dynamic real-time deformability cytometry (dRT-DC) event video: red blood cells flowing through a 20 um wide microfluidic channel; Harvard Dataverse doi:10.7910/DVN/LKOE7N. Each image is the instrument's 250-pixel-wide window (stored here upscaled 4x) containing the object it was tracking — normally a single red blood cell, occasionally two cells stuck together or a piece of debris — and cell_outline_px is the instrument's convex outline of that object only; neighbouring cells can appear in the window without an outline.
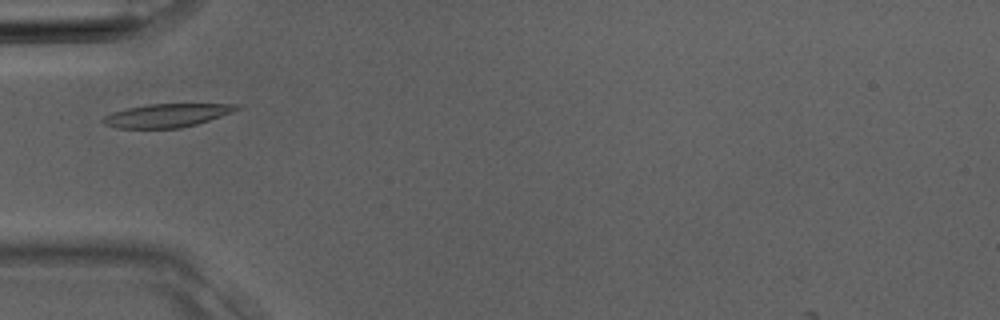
{"species": "Egyptian fruit bat (a non-hibernating species)", "species_latin": "Rousettus aegyptiacus", "temperature_condition": "room temperature", "stored_images_in_passage": 2, "camera_frame_rate_fps": 3000, "um_per_image_px": 0.085, "animal": {"sex": "male"}, "frame": {"image": 1, "passage_image": 2, "time_ms": 0.333, "image_size_px": [1000, 320], "cell_outline_px": [[244, 108], [196, 124], [180, 128], [120, 128], [104, 124], [100, 120], [104, 116], [112, 112], [128, 108], [148, 104], [240, 104]], "centroid_in_image_um": [14.2, 9.8], "position_along_channel_um": 70.8, "area_um2": 18.15}}